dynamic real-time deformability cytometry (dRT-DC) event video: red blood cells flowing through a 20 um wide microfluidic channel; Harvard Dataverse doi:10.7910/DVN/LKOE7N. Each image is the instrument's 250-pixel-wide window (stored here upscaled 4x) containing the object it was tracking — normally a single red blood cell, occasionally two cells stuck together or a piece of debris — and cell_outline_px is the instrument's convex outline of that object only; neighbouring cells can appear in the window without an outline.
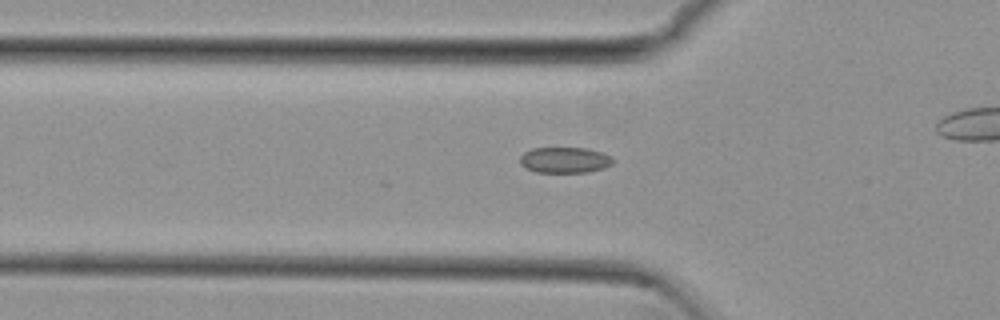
{"species": "common noctule bat (a hibernating species)", "species_latin": "Nyctalus noctula", "temperature_condition": "cold", "stored_images_in_passage": 31, "camera_frame_rate_fps": 3000, "um_per_image_px": 0.085, "animal": {"sex": "female", "body_mass_g": 29.2, "forearm_length_mm": 56.3}, "frame": {"image": 1, "passage_image": 6, "time_ms": 1.667, "image_size_px": [1000, 320], "cell_outline_px": [[616, 160], [612, 164], [604, 168], [588, 172], [536, 172], [524, 168], [520, 164], [520, 156], [524, 152], [532, 148], [588, 148], [612, 156]], "centroid_in_image_um": [48.01, 13.6], "position_along_channel_um": 77.8, "area_um2": 14.16}}
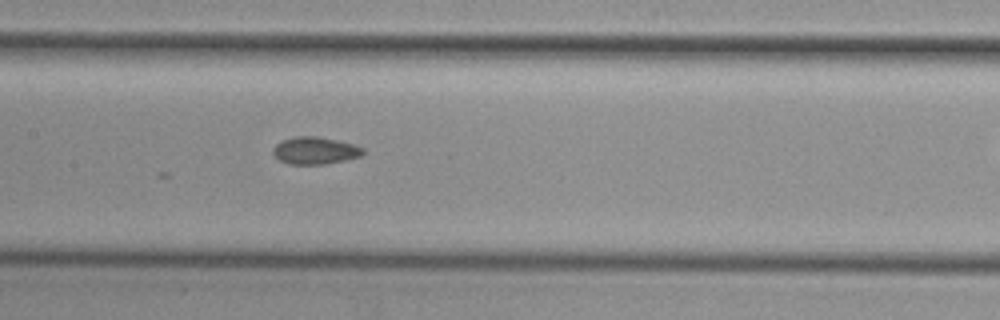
{"frame": {"image": 2, "passage_image": 14, "time_ms": 4.333, "image_size_px": [1000, 320], "cell_outline_px": [[364, 152], [360, 156], [344, 160], [324, 164], [288, 164], [280, 160], [272, 152], [272, 148], [280, 140], [296, 136], [316, 136], [336, 140], [352, 144], [364, 148]], "centroid_in_image_um": [26.74, 12.79], "position_along_channel_um": 180.7, "area_um2": 14.22}}
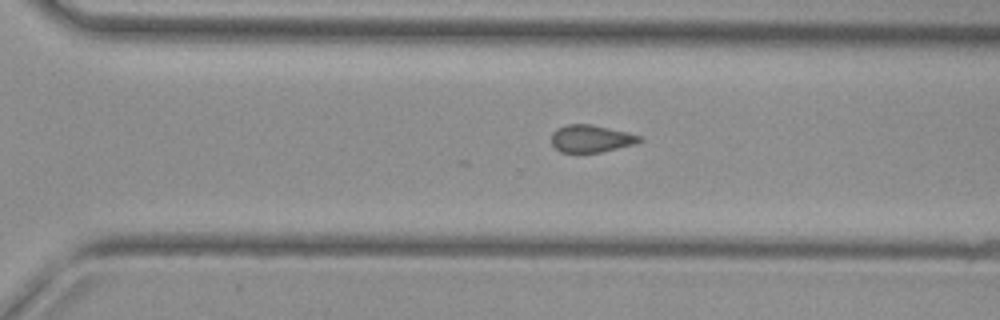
{"frame": {"image": 3, "passage_image": 25, "time_ms": 8.0, "image_size_px": [1000, 320], "cell_outline_px": [[644, 140], [636, 144], [600, 152], [560, 152], [552, 144], [552, 132], [556, 128], [568, 124], [592, 124], [628, 132], [640, 136]], "centroid_in_image_um": [50.26, 11.77], "position_along_channel_um": 320.3, "area_um2": 14.1}}